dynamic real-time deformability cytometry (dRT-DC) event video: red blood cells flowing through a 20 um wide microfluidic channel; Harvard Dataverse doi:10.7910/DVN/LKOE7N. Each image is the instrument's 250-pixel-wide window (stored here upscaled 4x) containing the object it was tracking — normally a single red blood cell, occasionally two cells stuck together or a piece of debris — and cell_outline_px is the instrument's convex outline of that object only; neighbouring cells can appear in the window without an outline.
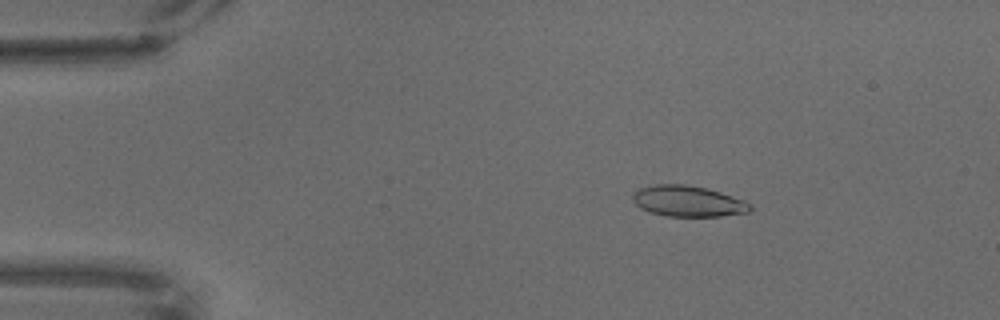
{"species": "common noctule bat (a hibernating species)", "species_latin": "Nyctalus noctula", "temperature_condition": "warm", "stored_images_in_passage": 68, "camera_frame_rate_fps": 3000, "um_per_image_px": 0.085, "animal": {"sex": "male", "body_mass_g": 18.8}, "frame": {"image": 1, "passage_image": 11, "time_ms": 3.333, "image_size_px": [1000, 320], "cell_outline_px": [[752, 208], [748, 212], [720, 216], [668, 216], [652, 212], [640, 208], [632, 200], [632, 192], [640, 188], [656, 184], [684, 184], [708, 188], [744, 200], [752, 204]], "centroid_in_image_um": [58.47, 17.09], "position_along_channel_um": 26.5, "area_um2": 21.15}}
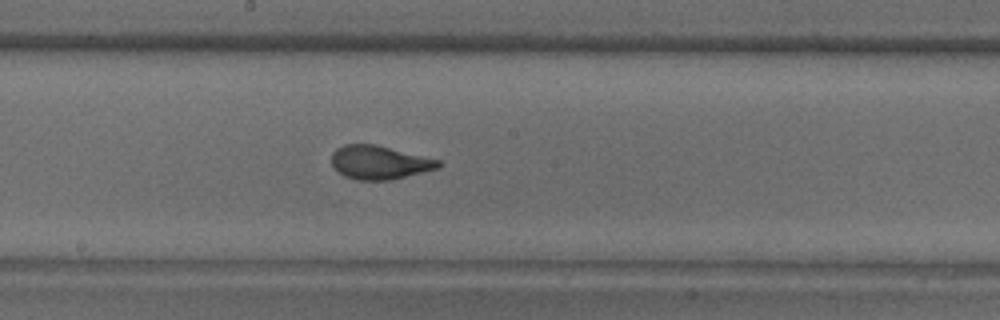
{"frame": {"image": 2, "passage_image": 37, "time_ms": 12.0, "image_size_px": [1000, 320], "cell_outline_px": [[440, 168], [392, 180], [356, 180], [344, 176], [332, 168], [332, 152], [336, 148], [344, 144], [376, 144], [440, 160]], "centroid_in_image_um": [32.23, 13.81], "position_along_channel_um": 216.0, "area_um2": 21.15}}
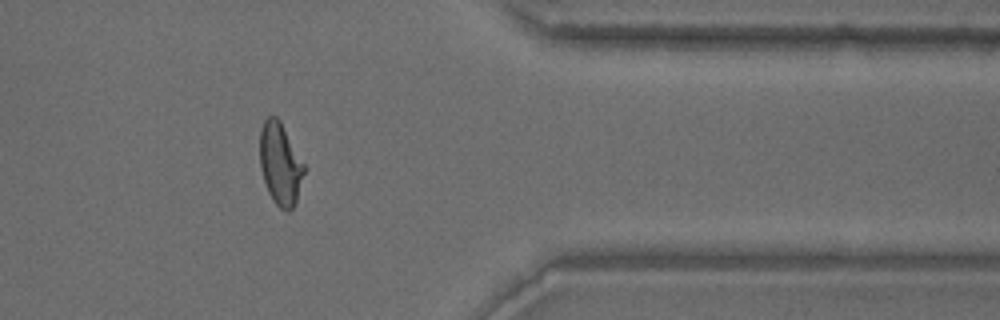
{"frame": {"image": 3, "passage_image": 56, "time_ms": 18.333, "image_size_px": [1000, 320], "cell_outline_px": [[304, 172], [296, 200], [292, 208], [288, 212], [280, 208], [272, 200], [268, 192], [260, 168], [260, 128], [264, 120], [268, 116], [276, 116], [280, 120], [304, 164]], "centroid_in_image_um": [23.8, 13.92], "position_along_channel_um": 387.6, "area_um2": 20.98}}